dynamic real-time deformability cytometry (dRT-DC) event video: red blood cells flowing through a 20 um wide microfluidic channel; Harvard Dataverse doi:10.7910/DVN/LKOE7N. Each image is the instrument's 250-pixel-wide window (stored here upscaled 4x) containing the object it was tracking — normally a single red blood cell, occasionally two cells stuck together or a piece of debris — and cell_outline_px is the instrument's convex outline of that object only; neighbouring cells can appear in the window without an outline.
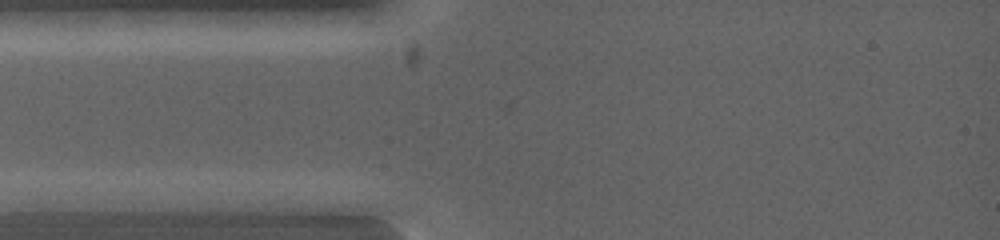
{"species": "common noctule bat (a hibernating species)", "species_latin": "Nyctalus noctula", "temperature_condition": "warm", "stored_images_in_passage": 5, "camera_frame_rate_fps": 5000, "um_per_image_px": 0.085, "animal": {"sex": "female", "body_mass_g": 19.0, "forearm_length_mm": 53.3}, "frame": {"image": 1, "passage_image": 2, "time_ms": 0.6, "image_size_px": [1000, 240], "cell_outline_px": [[128, 200], [112, 208], [88, 212], [36, 212], [12, 200], [36, 192], [112, 192]], "centroid_in_image_um": [5.97, 17.13], "position_along_channel_um": 79.0, "area_um2": 13.29}}